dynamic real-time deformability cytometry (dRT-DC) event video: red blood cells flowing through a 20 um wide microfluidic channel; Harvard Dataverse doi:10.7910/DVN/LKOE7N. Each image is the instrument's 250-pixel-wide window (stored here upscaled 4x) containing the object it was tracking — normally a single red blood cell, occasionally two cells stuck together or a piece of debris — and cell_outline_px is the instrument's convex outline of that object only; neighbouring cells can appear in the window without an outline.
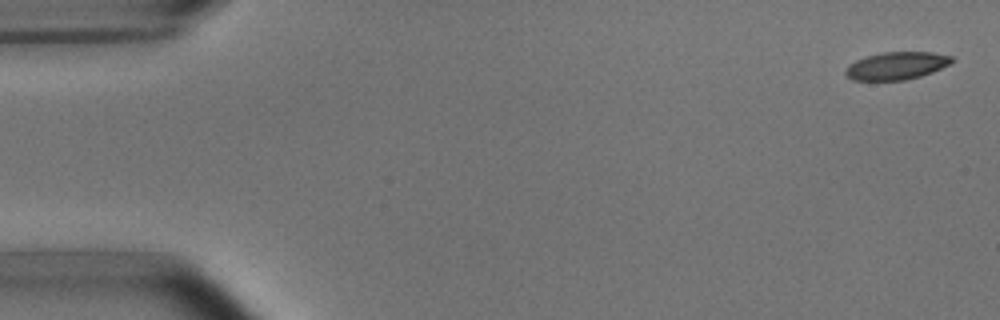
{"species": "common noctule bat (a hibernating species)", "species_latin": "Nyctalus noctula", "temperature_condition": "room temperature", "stored_images_in_passage": 4, "camera_frame_rate_fps": 3000, "um_per_image_px": 0.085, "animal": {"sex": "male", "body_mass_g": 15.6}, "frame": {"image": 1, "passage_image": 1, "time_ms": 0.0, "image_size_px": [1000, 320], "cell_outline_px": [[956, 60], [932, 72], [920, 76], [904, 80], [852, 80], [844, 72], [848, 64], [856, 60], [880, 52], [932, 52], [952, 56]], "centroid_in_image_um": [76.2, 5.58], "position_along_channel_um": 8.8, "area_um2": 17.05}}
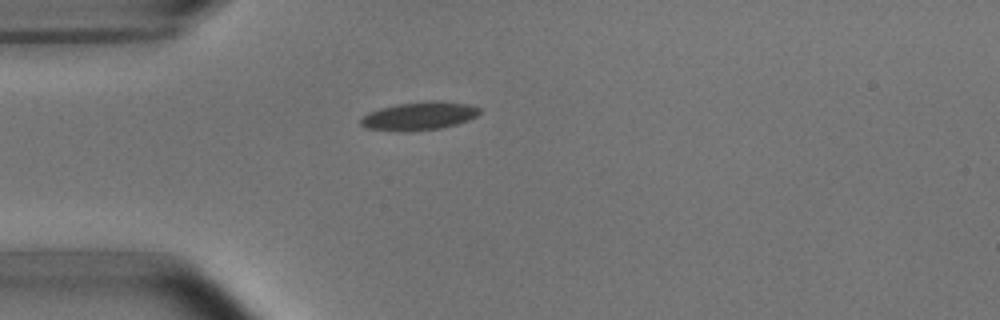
{"frame": {"image": 2, "passage_image": 4, "time_ms": 4.333, "image_size_px": [1000, 320], "cell_outline_px": [[480, 112], [476, 116], [468, 120], [456, 124], [440, 128], [400, 132], [368, 128], [360, 124], [360, 120], [368, 112], [380, 108], [396, 104], [432, 100], [436, 100], [468, 104], [480, 108]], "centroid_in_image_um": [35.62, 9.85], "position_along_channel_um": 49.4, "area_um2": 19.48}}